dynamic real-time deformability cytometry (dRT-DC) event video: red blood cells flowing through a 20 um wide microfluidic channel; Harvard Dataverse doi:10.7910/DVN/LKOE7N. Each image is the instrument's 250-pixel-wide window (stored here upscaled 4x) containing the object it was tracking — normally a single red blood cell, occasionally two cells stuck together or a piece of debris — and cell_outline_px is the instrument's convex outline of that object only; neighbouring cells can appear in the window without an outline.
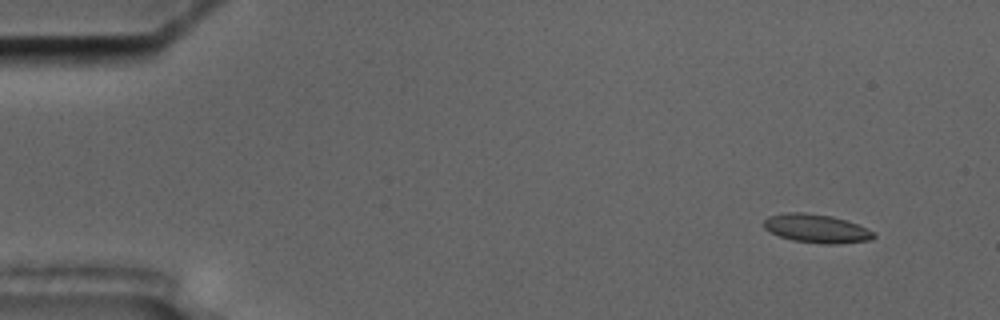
{"species": "common noctule bat (a hibernating species)", "species_latin": "Nyctalus noctula", "temperature_condition": "cold", "stored_images_in_passage": 4, "camera_frame_rate_fps": 3000, "um_per_image_px": 0.085, "animal": {"sex": "male", "body_mass_g": 17.5, "forearm_length_mm": 52.3}, "frame": {"image": 1, "passage_image": 1, "time_ms": 0.0, "image_size_px": [1000, 320], "cell_outline_px": [[876, 236], [872, 240], [836, 244], [824, 244], [792, 240], [780, 236], [764, 228], [764, 220], [768, 216], [788, 212], [804, 212], [832, 216], [856, 224], [876, 232]], "centroid_in_image_um": [69.42, 19.43], "position_along_channel_um": 15.6, "area_um2": 18.26}}